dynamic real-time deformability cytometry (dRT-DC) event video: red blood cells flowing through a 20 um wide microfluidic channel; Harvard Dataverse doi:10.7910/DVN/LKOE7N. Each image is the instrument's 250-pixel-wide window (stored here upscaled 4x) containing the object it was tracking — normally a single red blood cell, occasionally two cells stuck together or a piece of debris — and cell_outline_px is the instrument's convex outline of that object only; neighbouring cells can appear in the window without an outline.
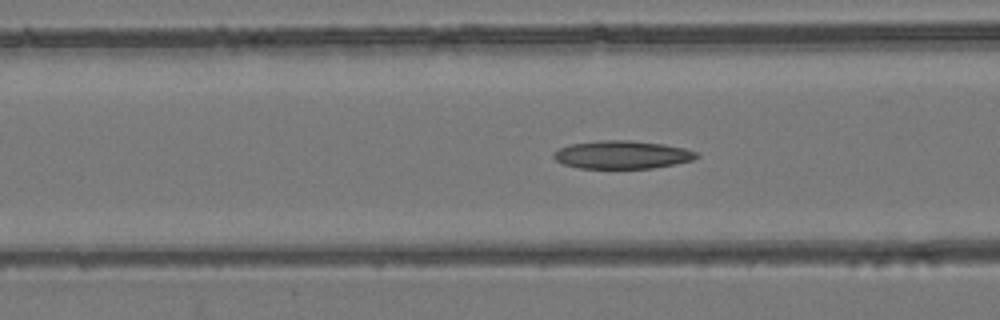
{"species": "common noctule bat (a hibernating species)", "species_latin": "Nyctalus noctula", "temperature_condition": "room temperature", "stored_images_in_passage": 44, "camera_frame_rate_fps": 3000, "um_per_image_px": 0.085, "animal": {"sex": "female", "body_mass_g": 24.6, "forearm_length_mm": 56.2}, "frame": {"image": 1, "passage_image": 11, "time_ms": 3.333, "image_size_px": [1000, 320], "cell_outline_px": [[700, 156], [692, 160], [676, 164], [652, 168], [580, 168], [564, 164], [556, 160], [552, 156], [552, 152], [560, 148], [572, 144], [600, 140], [628, 140], [664, 144], [684, 148], [696, 152]], "centroid_in_image_um": [52.88, 13.15], "position_along_channel_um": 113.7, "area_um2": 23.29}}
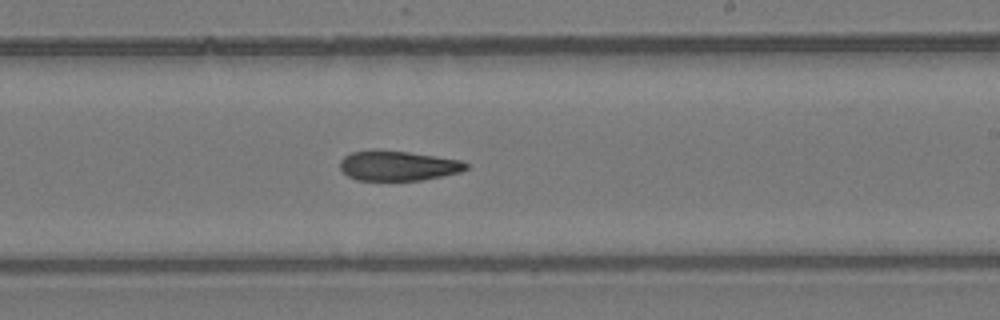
{"frame": {"image": 2, "passage_image": 22, "time_ms": 7.0, "image_size_px": [1000, 320], "cell_outline_px": [[468, 168], [460, 172], [420, 180], [356, 180], [348, 176], [340, 168], [340, 160], [344, 156], [352, 152], [408, 152], [460, 160], [468, 164]], "centroid_in_image_um": [33.84, 14.12], "position_along_channel_um": 255.2, "area_um2": 21.21}}
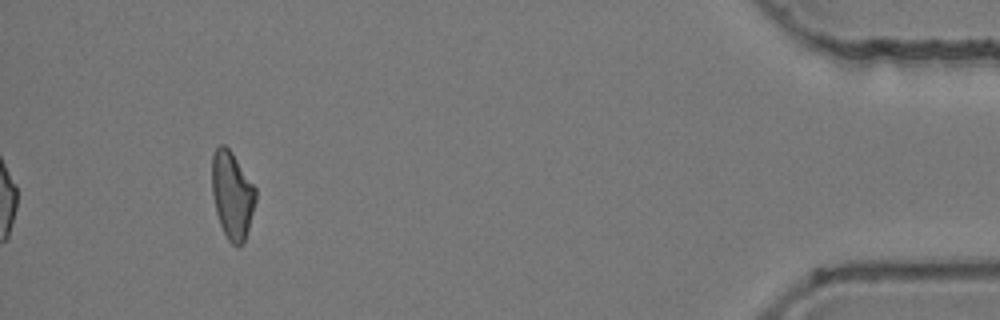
{"frame": {"image": 3, "passage_image": 40, "time_ms": 13.0, "image_size_px": [1000, 320], "cell_outline_px": [[256, 200], [244, 244], [236, 248], [228, 240], [220, 224], [216, 212], [212, 192], [212, 156], [216, 148], [220, 144], [224, 144], [232, 152], [256, 188]], "centroid_in_image_um": [19.74, 16.6], "position_along_channel_um": 415.5, "area_um2": 22.31}}